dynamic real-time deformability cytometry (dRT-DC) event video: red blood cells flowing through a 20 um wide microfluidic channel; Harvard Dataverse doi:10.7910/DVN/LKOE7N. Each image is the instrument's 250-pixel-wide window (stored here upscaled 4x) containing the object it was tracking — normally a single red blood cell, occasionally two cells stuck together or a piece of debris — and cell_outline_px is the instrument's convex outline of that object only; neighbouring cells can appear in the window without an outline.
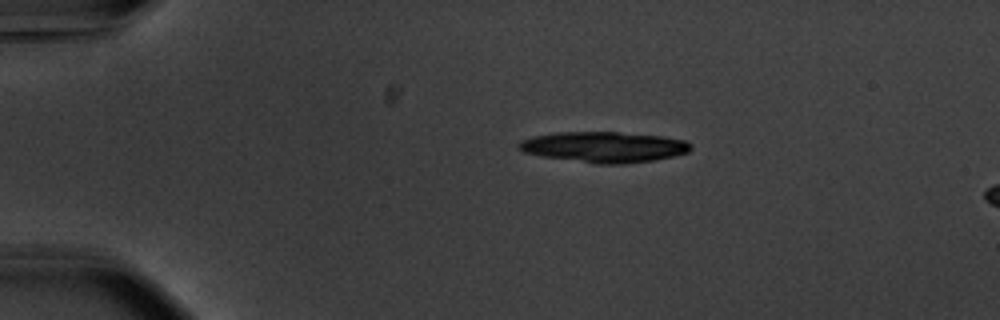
{"species": "common noctule bat (a hibernating species)", "species_latin": "Nyctalus noctula", "temperature_condition": "warm", "stored_images_in_passage": 6, "camera_frame_rate_fps": 3000, "um_per_image_px": 0.085, "animal": {"sex": "male", "body_mass_g": 20.1, "forearm_length_mm": 53.5}, "frame": {"image": 1, "passage_image": 1, "time_ms": 0.0, "image_size_px": [1000, 320], "cell_outline_px": [[692, 148], [688, 152], [656, 160], [624, 164], [596, 164], [540, 156], [524, 152], [516, 148], [516, 144], [520, 140], [532, 136], [556, 132], [616, 132], [664, 136], [684, 140], [692, 144]], "centroid_in_image_um": [51.31, 12.5], "position_along_channel_um": 33.7, "area_um2": 31.1}}